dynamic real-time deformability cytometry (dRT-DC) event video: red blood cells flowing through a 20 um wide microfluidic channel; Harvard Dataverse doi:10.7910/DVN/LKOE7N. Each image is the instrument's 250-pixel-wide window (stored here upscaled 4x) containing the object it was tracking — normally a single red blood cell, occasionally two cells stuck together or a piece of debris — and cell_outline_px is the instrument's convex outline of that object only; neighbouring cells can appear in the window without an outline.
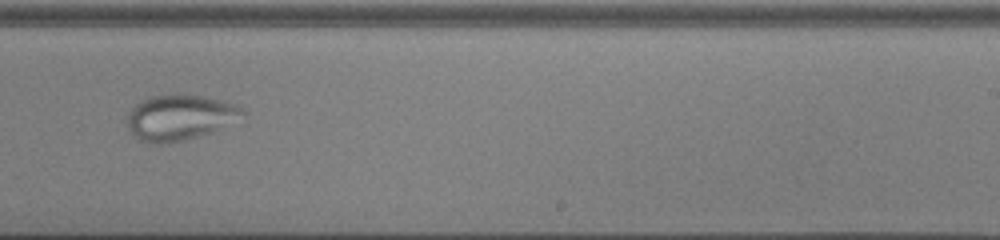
{"species": "common noctule bat (a hibernating species)", "species_latin": "Nyctalus noctula", "temperature_condition": "cold", "stored_images_in_passage": 54, "camera_frame_rate_fps": 3000, "um_per_image_px": 0.085, "animal": {"sex": "male", "body_mass_g": 13.0, "forearm_length_mm": 53.1}, "frame": {"image": 1, "passage_image": 35, "time_ms": 11.333, "image_size_px": [1000, 240], "cell_outline_px": [[244, 112], [212, 132], [184, 140], [160, 144], [148, 144], [140, 140], [128, 128], [128, 112], [140, 100], [152, 96], [176, 92], [180, 92], [204, 96], [240, 104]], "centroid_in_image_um": [15.22, 9.94], "position_along_channel_um": 273.8, "area_um2": 30.58}}
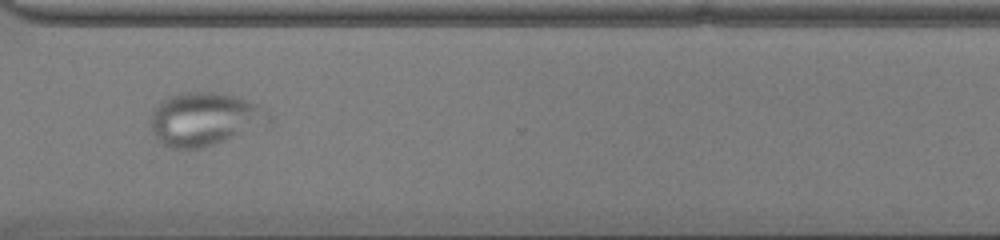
{"frame": {"image": 2, "passage_image": 41, "time_ms": 13.333, "image_size_px": [1000, 240], "cell_outline_px": [[272, 120], [224, 140], [200, 148], [168, 148], [152, 132], [152, 108], [160, 100], [184, 92], [216, 92], [236, 96], [268, 108], [272, 116]], "centroid_in_image_um": [17.38, 10.09], "position_along_channel_um": 353.2, "area_um2": 36.13}}